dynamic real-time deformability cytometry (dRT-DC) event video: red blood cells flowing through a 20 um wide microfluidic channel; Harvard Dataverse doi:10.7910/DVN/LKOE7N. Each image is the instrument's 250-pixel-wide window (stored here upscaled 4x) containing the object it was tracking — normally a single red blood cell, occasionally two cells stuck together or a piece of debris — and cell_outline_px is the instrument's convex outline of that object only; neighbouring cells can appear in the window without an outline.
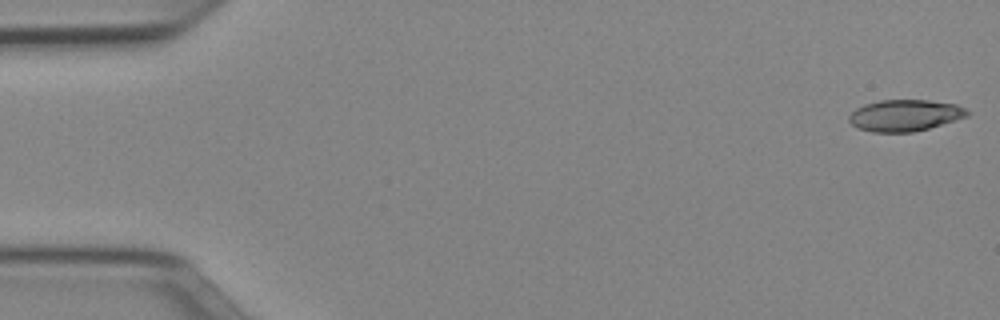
{"species": "Egyptian fruit bat (a non-hibernating species)", "species_latin": "Rousettus aegyptiacus", "temperature_condition": "cold", "stored_images_in_passage": 16, "camera_frame_rate_fps": 3000, "um_per_image_px": 0.085, "animal": {"sex": "female"}, "frame": {"image": 1, "passage_image": 1, "time_ms": 0.0, "image_size_px": [1000, 320], "cell_outline_px": [[972, 112], [968, 116], [928, 128], [912, 132], [872, 132], [856, 128], [848, 120], [848, 116], [856, 108], [864, 104], [880, 100], [928, 100], [956, 104]], "centroid_in_image_um": [76.9, 9.8], "position_along_channel_um": 8.1, "area_um2": 21.73}}
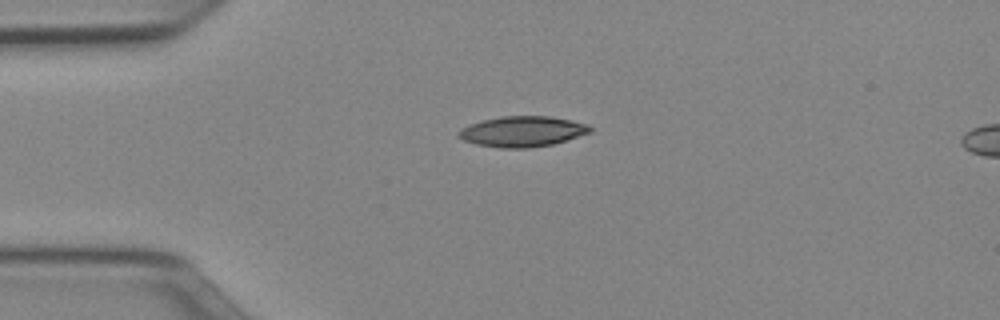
{"frame": {"image": 2, "passage_image": 12, "time_ms": 3.667, "image_size_px": [1000, 320], "cell_outline_px": [[592, 132], [552, 144], [528, 148], [500, 148], [476, 144], [464, 140], [456, 136], [456, 132], [460, 128], [468, 124], [480, 120], [500, 116], [552, 116], [572, 120], [588, 124], [592, 128]], "centroid_in_image_um": [44.36, 11.16], "position_along_channel_um": 40.6, "area_um2": 23.7}}